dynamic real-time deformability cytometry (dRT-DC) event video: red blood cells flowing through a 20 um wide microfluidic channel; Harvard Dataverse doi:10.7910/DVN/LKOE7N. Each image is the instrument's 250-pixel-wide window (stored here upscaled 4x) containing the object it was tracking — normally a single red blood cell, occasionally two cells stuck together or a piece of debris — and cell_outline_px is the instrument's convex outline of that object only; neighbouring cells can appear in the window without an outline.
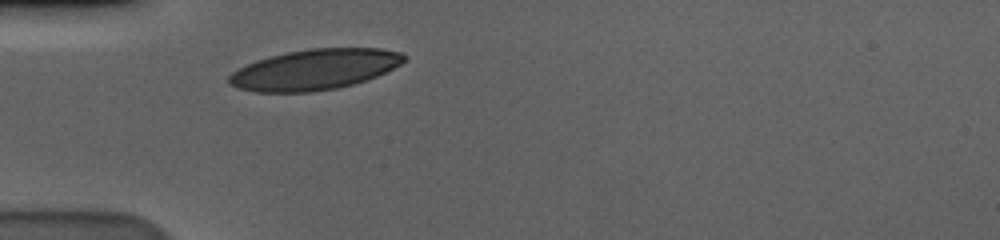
{"species": "human", "species_latin": "Homo sapiens", "temperature_condition": "cold", "stored_images_in_passage": 30, "camera_frame_rate_fps": 3000, "um_per_image_px": 0.085, "donor": {"sex": "male"}, "frame": {"image": 1, "passage_image": 1, "time_ms": 0.0, "image_size_px": [1000, 240], "cell_outline_px": [[408, 60], [376, 76], [352, 84], [336, 88], [312, 92], [256, 92], [236, 88], [228, 84], [228, 76], [232, 72], [256, 60], [288, 52], [312, 48], [380, 48], [400, 52], [408, 56]], "centroid_in_image_um": [26.74, 5.91], "position_along_channel_um": 58.3, "area_um2": 41.21}}
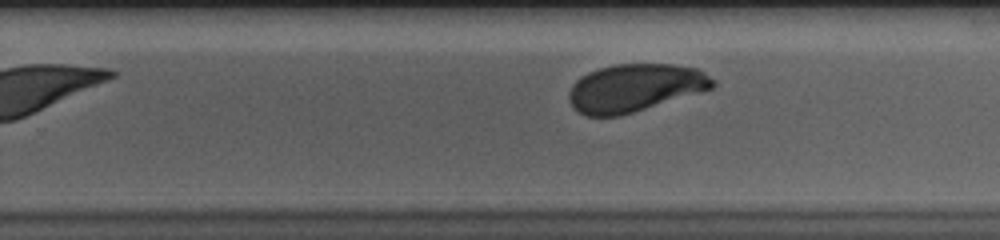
{"frame": {"image": 2, "passage_image": 20, "time_ms": 6.333, "image_size_px": [1000, 240], "cell_outline_px": [[716, 84], [712, 88], [620, 116], [584, 116], [568, 100], [568, 92], [572, 84], [580, 76], [588, 72], [600, 68], [616, 64], [672, 64], [696, 68], [704, 72], [716, 80]], "centroid_in_image_um": [53.94, 7.46], "position_along_channel_um": 275.9, "area_um2": 39.82}}
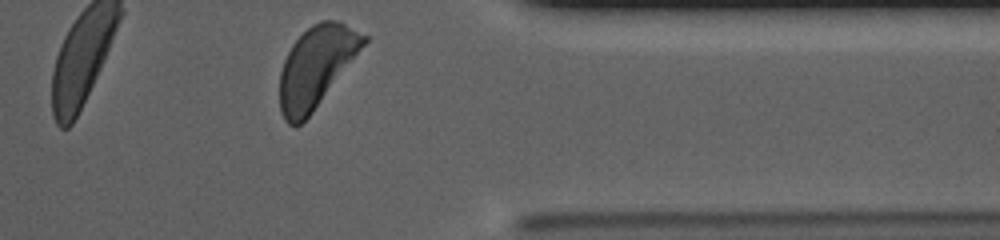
{"frame": {"image": 3, "passage_image": 30, "time_ms": 9.667, "image_size_px": [1000, 240], "cell_outline_px": [[368, 40], [312, 112], [296, 128], [288, 124], [284, 120], [280, 112], [280, 72], [284, 60], [292, 44], [312, 24], [320, 20], [336, 20], [368, 36]], "centroid_in_image_um": [26.84, 5.68], "position_along_channel_um": 384.6, "area_um2": 38.9}, "authors_computed_cell_mechanics": {"area_um2": 40.8068, "velocity_mm_per_s": 3.5469, "shape_relaxation_time_tau1_ms": 2.8822, "shape_relaxation_time_tau2_ms": null, "deformation_change_tau1": 0.1285, "deformation_change_tau2": null}}